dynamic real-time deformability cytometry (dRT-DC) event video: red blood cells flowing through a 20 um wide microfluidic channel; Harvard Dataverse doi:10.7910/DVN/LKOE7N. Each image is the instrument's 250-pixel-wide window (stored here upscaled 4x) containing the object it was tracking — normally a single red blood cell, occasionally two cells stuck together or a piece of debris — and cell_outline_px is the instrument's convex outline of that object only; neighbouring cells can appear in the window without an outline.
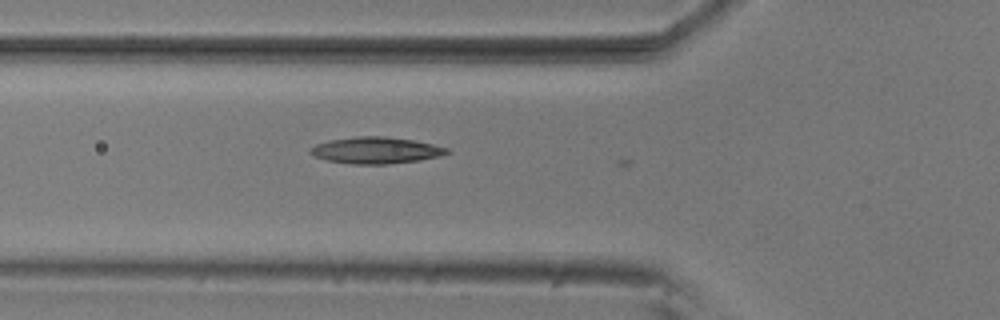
{"species": "common noctule bat (a hibernating species)", "species_latin": "Nyctalus noctula", "temperature_condition": "room temperature", "stored_images_in_passage": 4, "camera_frame_rate_fps": 3000, "um_per_image_px": 0.085, "animal": {"sex": "male", "body_mass_g": 20.5, "forearm_length_mm": 52.5}, "frame": {"image": 1, "passage_image": 3, "time_ms": 0.667, "image_size_px": [1000, 320], "cell_outline_px": [[452, 152], [440, 156], [420, 160], [388, 164], [352, 164], [328, 160], [316, 156], [308, 152], [308, 148], [316, 144], [328, 140], [356, 136], [384, 136], [412, 140], [432, 144], [448, 148]], "centroid_in_image_um": [31.95, 12.77], "position_along_channel_um": 93.9, "area_um2": 21.15}}